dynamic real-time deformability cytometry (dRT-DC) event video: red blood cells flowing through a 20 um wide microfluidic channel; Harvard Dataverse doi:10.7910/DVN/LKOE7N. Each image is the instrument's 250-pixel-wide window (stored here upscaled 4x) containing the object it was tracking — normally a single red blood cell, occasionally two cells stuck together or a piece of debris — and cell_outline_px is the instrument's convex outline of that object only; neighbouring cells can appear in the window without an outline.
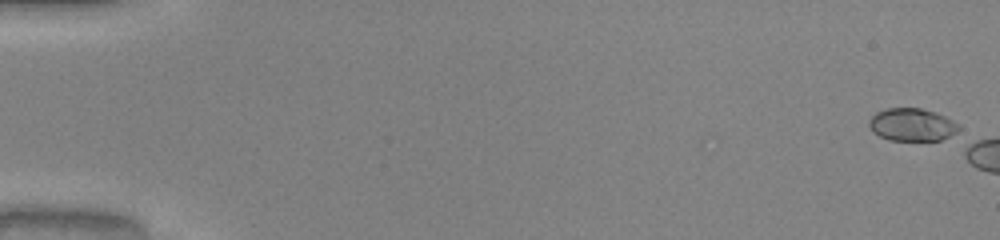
{"species": "common noctule bat (a hibernating species)", "species_latin": "Nyctalus noctula", "temperature_condition": "warm", "stored_images_in_passage": 5, "camera_frame_rate_fps": 3000, "um_per_image_px": 0.085, "animal": {"sex": "male", "body_mass_g": 20.0, "forearm_length_mm": 53.3}, "frame": {"image": 1, "passage_image": 1, "time_ms": 0.0, "image_size_px": [1000, 240], "cell_outline_px": [[960, 136], [940, 140], [888, 140], [872, 132], [868, 124], [868, 120], [876, 112], [888, 108], [920, 108], [936, 112], [960, 124]], "centroid_in_image_um": [77.59, 10.62], "position_along_channel_um": 7.4, "area_um2": 17.57}}